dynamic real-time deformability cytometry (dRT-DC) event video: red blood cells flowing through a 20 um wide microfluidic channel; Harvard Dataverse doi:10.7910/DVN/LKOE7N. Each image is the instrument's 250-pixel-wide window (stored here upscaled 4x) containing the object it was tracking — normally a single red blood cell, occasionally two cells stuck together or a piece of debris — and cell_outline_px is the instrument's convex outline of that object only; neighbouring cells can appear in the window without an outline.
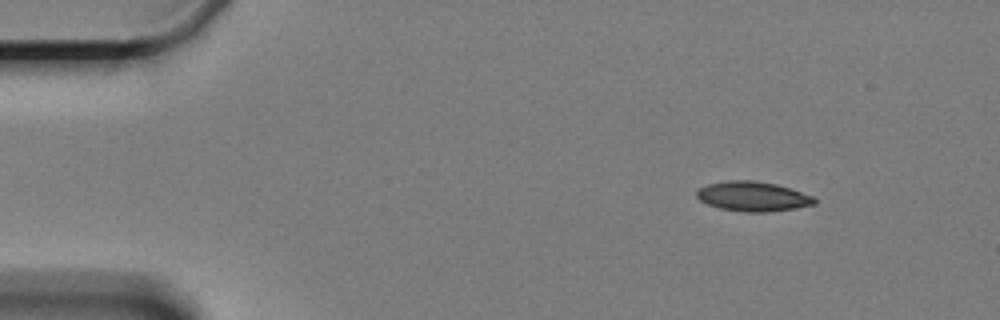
{"species": "Egyptian fruit bat (a non-hibernating species)", "species_latin": "Rousettus aegyptiacus", "temperature_condition": "cold", "stored_images_in_passage": 6, "camera_frame_rate_fps": 3000, "um_per_image_px": 0.085, "animal": {"sex": "female"}, "frame": {"image": 1, "passage_image": 2, "time_ms": 1.333, "image_size_px": [1000, 320], "cell_outline_px": [[816, 204], [796, 208], [764, 212], [744, 212], [720, 208], [708, 204], [700, 200], [696, 196], [696, 192], [700, 188], [708, 184], [728, 180], [752, 180], [776, 184], [812, 196], [816, 200]], "centroid_in_image_um": [63.97, 16.69], "position_along_channel_um": 21.0, "area_um2": 20.17}}
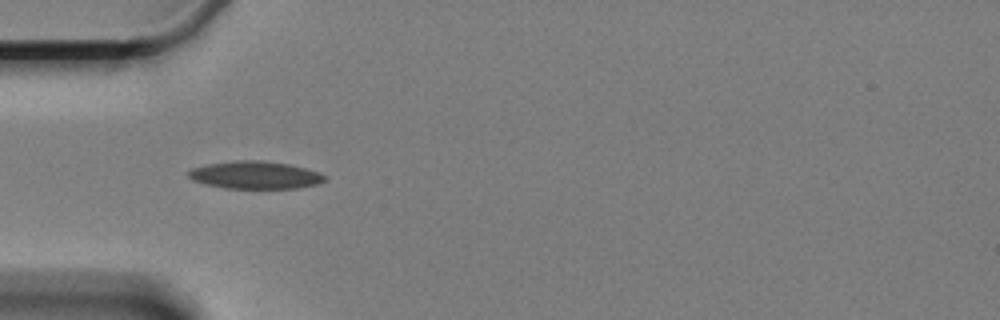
{"frame": {"image": 2, "passage_image": 5, "time_ms": 5.0, "image_size_px": [1000, 320], "cell_outline_px": [[328, 176], [324, 180], [316, 184], [300, 188], [224, 188], [204, 184], [192, 180], [188, 176], [188, 172], [192, 168], [208, 164], [236, 160], [260, 160], [288, 164], [320, 172]], "centroid_in_image_um": [21.68, 14.88], "position_along_channel_um": 63.3, "area_um2": 21.91}}
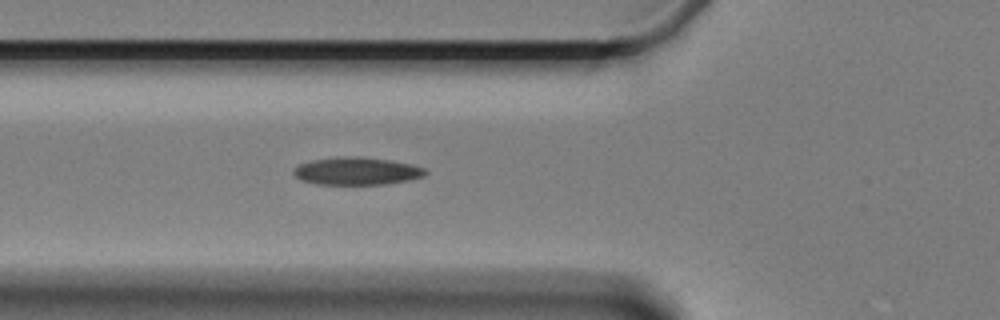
{"frame": {"image": 3, "passage_image": 6, "time_ms": 6.0, "image_size_px": [1000, 320], "cell_outline_px": [[428, 172], [424, 176], [412, 180], [388, 184], [316, 184], [300, 180], [292, 172], [292, 168], [300, 164], [312, 160], [348, 156], [356, 156], [388, 160], [408, 164], [424, 168]], "centroid_in_image_um": [30.31, 14.55], "position_along_channel_um": 95.5, "area_um2": 21.15}}